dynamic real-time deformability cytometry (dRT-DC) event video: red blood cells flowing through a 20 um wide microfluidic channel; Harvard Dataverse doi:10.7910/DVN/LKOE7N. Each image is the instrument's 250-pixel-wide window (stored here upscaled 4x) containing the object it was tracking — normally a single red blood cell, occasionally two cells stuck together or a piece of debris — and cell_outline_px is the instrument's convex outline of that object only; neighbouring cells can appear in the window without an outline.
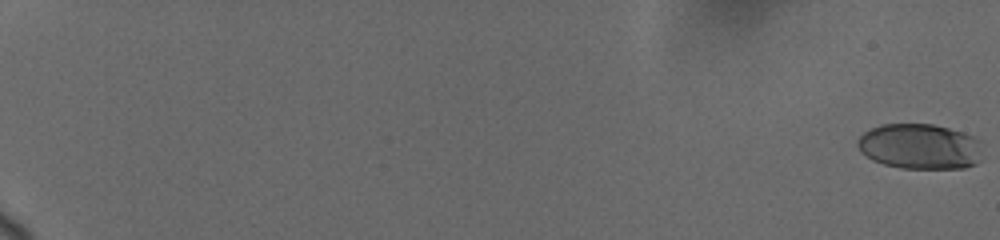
{"species": "human", "species_latin": "Homo sapiens", "temperature_condition": "cold", "stored_images_in_passage": 34, "camera_frame_rate_fps": 3000, "um_per_image_px": 0.085, "donor": {"sex": "female"}, "frame": {"image": 1, "passage_image": 1, "time_ms": 0.0, "image_size_px": [1000, 240], "cell_outline_px": [[984, 160], [976, 164], [964, 168], [900, 168], [884, 164], [872, 160], [860, 152], [856, 144], [856, 140], [864, 132], [880, 124], [932, 124], [964, 132], [980, 140]], "centroid_in_image_um": [78.22, 12.46], "position_along_channel_um": 6.8, "area_um2": 33.58}}
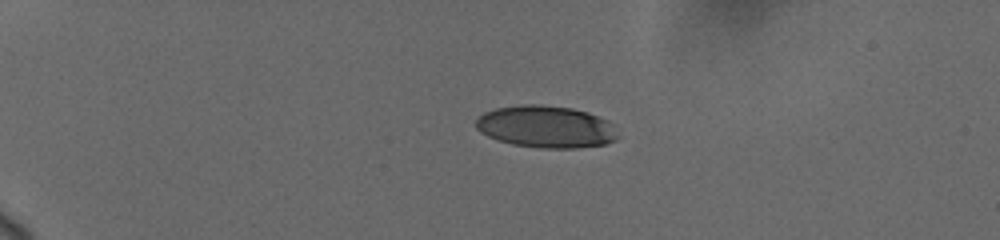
{"frame": {"image": 2, "passage_image": 21, "time_ms": 5.333, "image_size_px": [1000, 240], "cell_outline_px": [[620, 136], [616, 140], [604, 144], [576, 148], [540, 148], [512, 144], [488, 136], [480, 132], [476, 128], [476, 120], [484, 112], [496, 108], [524, 104], [540, 104], [572, 108], [588, 112], [608, 120], [616, 124]], "centroid_in_image_um": [46.47, 10.77], "position_along_channel_um": 38.5, "area_um2": 35.14}}